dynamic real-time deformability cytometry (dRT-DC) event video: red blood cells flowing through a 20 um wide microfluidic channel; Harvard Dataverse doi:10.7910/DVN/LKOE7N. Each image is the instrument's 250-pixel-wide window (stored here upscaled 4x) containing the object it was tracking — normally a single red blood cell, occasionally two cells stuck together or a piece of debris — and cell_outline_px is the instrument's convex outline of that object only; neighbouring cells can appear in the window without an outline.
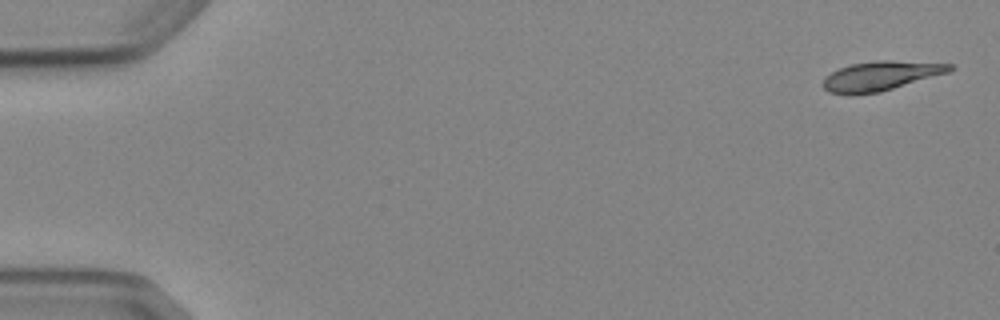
{"species": "Egyptian fruit bat (a non-hibernating species)", "species_latin": "Rousettus aegyptiacus", "temperature_condition": "cold", "stored_images_in_passage": 5, "camera_frame_rate_fps": 3000, "um_per_image_px": 0.085, "animal": {"sex": "female"}, "frame": {"image": 1, "passage_image": 1, "time_ms": 0.0, "image_size_px": [1000, 320], "cell_outline_px": [[956, 68], [948, 72], [880, 92], [852, 96], [848, 96], [828, 92], [820, 84], [824, 76], [840, 68], [852, 64], [876, 60], [892, 60], [952, 64]], "centroid_in_image_um": [74.79, 6.47], "position_along_channel_um": 10.2, "area_um2": 21.96}}